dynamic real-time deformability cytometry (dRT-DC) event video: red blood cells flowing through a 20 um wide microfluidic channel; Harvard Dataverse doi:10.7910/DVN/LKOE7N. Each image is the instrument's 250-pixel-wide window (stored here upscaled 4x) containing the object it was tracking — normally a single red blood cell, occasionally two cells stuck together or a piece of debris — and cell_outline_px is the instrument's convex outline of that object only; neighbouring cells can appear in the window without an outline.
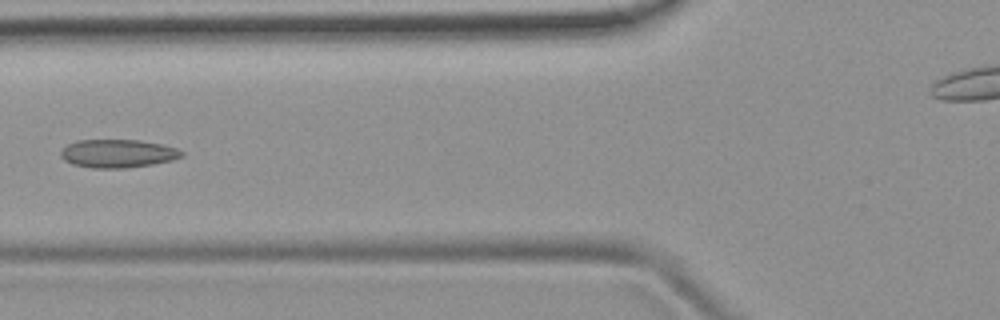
{"species": "common noctule bat (a hibernating species)", "species_latin": "Nyctalus noctula", "temperature_condition": "room temperature", "stored_images_in_passage": 7, "camera_frame_rate_fps": 3000, "um_per_image_px": 0.085, "animal": {"sex": "female", "body_mass_g": 19.9}, "frame": {"image": 1, "passage_image": 6, "time_ms": 6.667, "image_size_px": [1000, 320], "cell_outline_px": [[184, 156], [172, 160], [152, 164], [124, 168], [92, 168], [72, 164], [64, 160], [60, 156], [60, 152], [68, 144], [76, 140], [136, 140], [160, 144], [176, 148], [184, 152]], "centroid_in_image_um": [9.99, 13.05], "position_along_channel_um": 115.8, "area_um2": 19.83}}
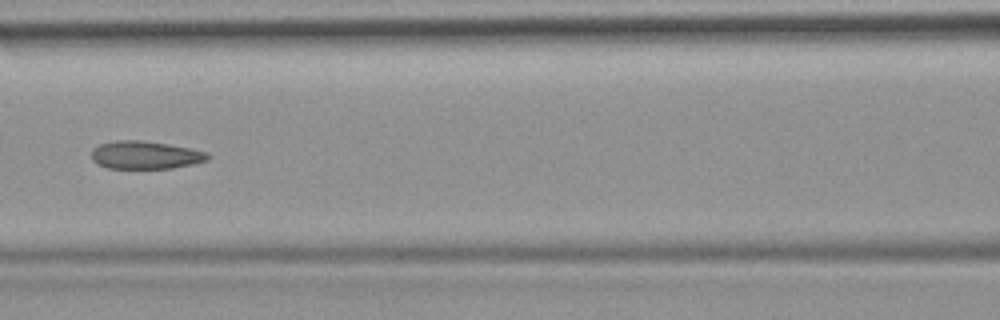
{"frame": {"image": 2, "passage_image": 7, "time_ms": 7.667, "image_size_px": [1000, 320], "cell_outline_px": [[212, 156], [208, 160], [192, 164], [172, 168], [108, 168], [96, 164], [92, 160], [92, 148], [100, 144], [116, 140], [140, 140], [168, 144], [208, 152]], "centroid_in_image_um": [12.35, 13.18], "position_along_channel_um": 154.3, "area_um2": 18.96}}